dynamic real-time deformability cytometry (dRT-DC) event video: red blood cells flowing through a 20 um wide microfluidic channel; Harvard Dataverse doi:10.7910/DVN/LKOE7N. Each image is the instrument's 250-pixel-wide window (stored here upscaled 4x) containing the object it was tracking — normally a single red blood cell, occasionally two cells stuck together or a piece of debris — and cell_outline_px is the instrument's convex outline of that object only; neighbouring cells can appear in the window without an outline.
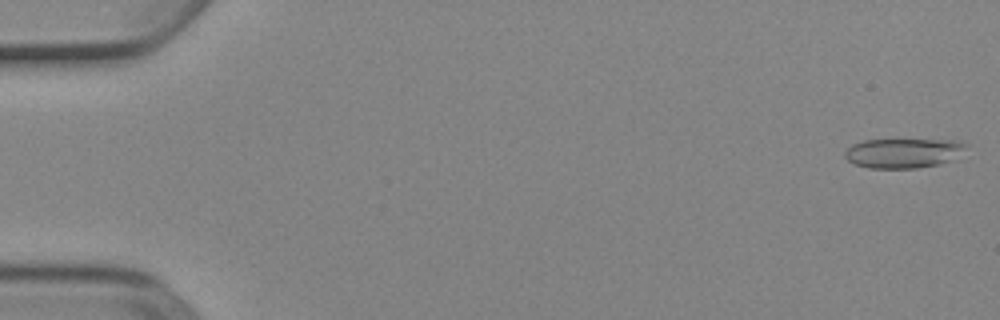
{"species": "Egyptian fruit bat (a non-hibernating species)", "species_latin": "Rousettus aegyptiacus", "temperature_condition": "cold", "stored_images_in_passage": 52, "camera_frame_rate_fps": 3000, "um_per_image_px": 0.085, "animal": {"sex": "female"}, "frame": {"image": 1, "passage_image": 1, "time_ms": 0.0, "image_size_px": [1000, 320], "cell_outline_px": [[968, 144], [952, 160], [936, 164], [916, 168], [868, 168], [856, 164], [848, 160], [844, 156], [844, 152], [852, 144], [864, 140], [952, 140]], "centroid_in_image_um": [76.72, 13.01], "position_along_channel_um": 8.3, "area_um2": 20.58}}
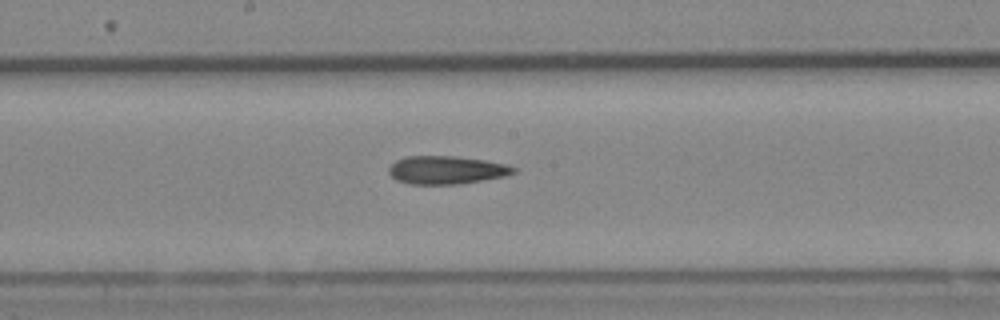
{"frame": {"image": 2, "passage_image": 28, "time_ms": 9.0, "image_size_px": [1000, 320], "cell_outline_px": [[516, 172], [508, 176], [460, 184], [412, 184], [396, 180], [388, 172], [388, 168], [396, 160], [404, 156], [456, 156], [484, 160], [508, 164], [516, 168]], "centroid_in_image_um": [37.98, 14.45], "position_along_channel_um": 210.2, "area_um2": 20.63}}
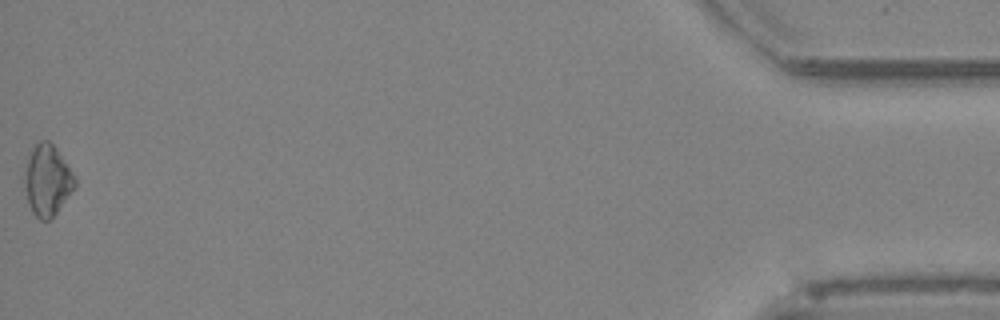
{"frame": {"image": 3, "passage_image": 52, "time_ms": 17.0, "image_size_px": [1000, 320], "cell_outline_px": [[76, 184], [56, 212], [48, 220], [40, 220], [32, 212], [28, 204], [24, 180], [24, 172], [32, 144], [40, 140], [48, 140], [56, 148], [72, 172], [76, 180]], "centroid_in_image_um": [3.98, 15.28], "position_along_channel_um": 431.2, "area_um2": 20.52}}